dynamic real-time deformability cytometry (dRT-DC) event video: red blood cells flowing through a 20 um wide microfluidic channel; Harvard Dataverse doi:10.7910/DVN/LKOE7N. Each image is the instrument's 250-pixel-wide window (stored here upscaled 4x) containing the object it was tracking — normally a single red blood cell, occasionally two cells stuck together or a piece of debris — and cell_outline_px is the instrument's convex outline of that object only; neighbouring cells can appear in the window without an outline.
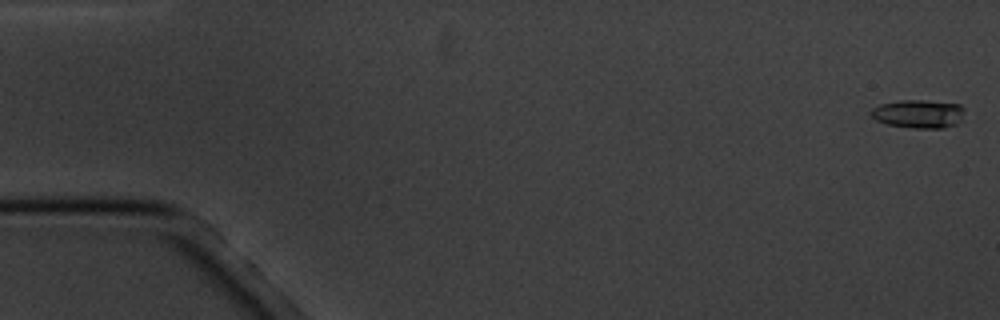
{"species": "common noctule bat (a hibernating species)", "species_latin": "Nyctalus noctula", "temperature_condition": "cold", "stored_images_in_passage": 6, "camera_frame_rate_fps": 3000, "um_per_image_px": 0.085, "animal": {"sex": "male", "body_mass_g": 20.1, "forearm_length_mm": 53.5}, "frame": {"image": 1, "passage_image": 1, "time_ms": 0.0, "image_size_px": [1000, 320], "cell_outline_px": [[964, 108], [960, 120], [956, 124], [944, 128], [912, 128], [888, 124], [876, 120], [868, 112], [872, 108], [880, 104], [900, 100], [924, 100], [960, 104]], "centroid_in_image_um": [78.05, 9.67], "position_along_channel_um": 6.9, "area_um2": 15.49}}
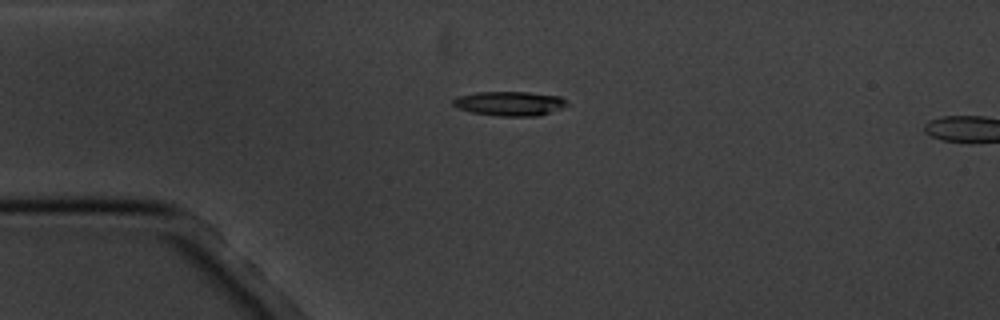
{"frame": {"image": 2, "passage_image": 5, "time_ms": 4.333, "image_size_px": [1000, 320], "cell_outline_px": [[568, 104], [560, 108], [536, 116], [496, 116], [472, 112], [456, 108], [452, 104], [452, 100], [460, 96], [476, 92], [528, 92], [560, 96]], "centroid_in_image_um": [43.27, 8.8], "position_along_channel_um": 41.7, "area_um2": 16.01}}